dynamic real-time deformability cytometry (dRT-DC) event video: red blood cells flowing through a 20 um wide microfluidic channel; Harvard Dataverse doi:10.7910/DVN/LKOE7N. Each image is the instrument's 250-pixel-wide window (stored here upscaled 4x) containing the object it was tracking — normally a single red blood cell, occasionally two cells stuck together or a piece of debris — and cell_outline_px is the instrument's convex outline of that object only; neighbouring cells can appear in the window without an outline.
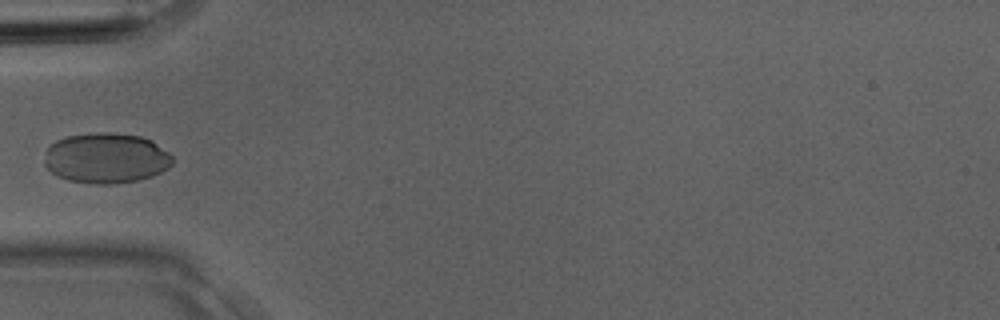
{"species": "Egyptian fruit bat (a non-hibernating species)", "species_latin": "Rousettus aegyptiacus", "temperature_condition": "room temperature", "stored_images_in_passage": 4, "camera_frame_rate_fps": 3000, "um_per_image_px": 0.085, "animal": {"sex": "male"}, "frame": {"image": 1, "passage_image": 4, "time_ms": 1.0, "image_size_px": [1000, 320], "cell_outline_px": [[172, 164], [168, 168], [152, 176], [136, 180], [112, 184], [92, 184], [68, 180], [56, 176], [44, 164], [44, 152], [48, 144], [56, 140], [68, 136], [96, 132], [112, 132], [140, 136], [152, 140], [168, 152], [172, 156]], "centroid_in_image_um": [8.98, 13.43], "position_along_channel_um": 76.0, "area_um2": 37.92}}